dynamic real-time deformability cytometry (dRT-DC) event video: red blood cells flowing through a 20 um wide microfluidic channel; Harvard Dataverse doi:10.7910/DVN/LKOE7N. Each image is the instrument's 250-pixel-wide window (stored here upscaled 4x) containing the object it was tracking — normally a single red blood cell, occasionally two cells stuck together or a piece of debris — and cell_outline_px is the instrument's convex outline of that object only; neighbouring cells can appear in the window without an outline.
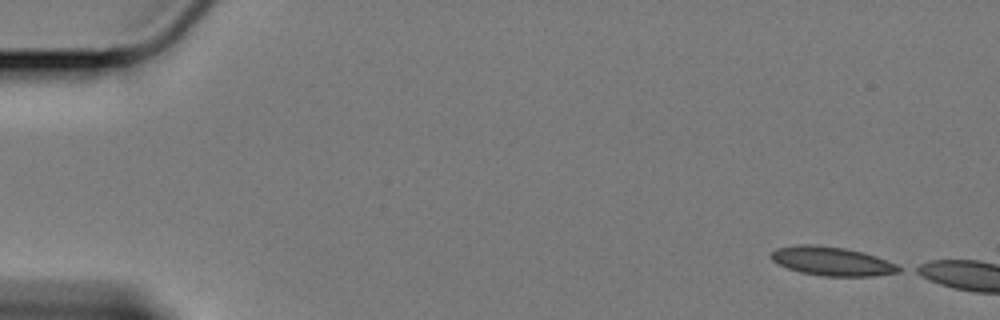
{"species": "Egyptian fruit bat (a non-hibernating species)", "species_latin": "Rousettus aegyptiacus", "temperature_condition": "cold", "stored_images_in_passage": 12, "camera_frame_rate_fps": 3000, "um_per_image_px": 0.085, "animal": {"sex": "female"}, "frame": {"image": 1, "passage_image": 1, "time_ms": 0.0, "image_size_px": [1000, 320], "cell_outline_px": [[904, 268], [900, 272], [872, 276], [820, 276], [800, 272], [788, 268], [772, 260], [772, 252], [776, 248], [804, 244], [808, 244], [844, 248], [876, 256], [896, 264]], "centroid_in_image_um": [70.75, 22.22], "position_along_channel_um": 14.3, "area_um2": 21.21}}